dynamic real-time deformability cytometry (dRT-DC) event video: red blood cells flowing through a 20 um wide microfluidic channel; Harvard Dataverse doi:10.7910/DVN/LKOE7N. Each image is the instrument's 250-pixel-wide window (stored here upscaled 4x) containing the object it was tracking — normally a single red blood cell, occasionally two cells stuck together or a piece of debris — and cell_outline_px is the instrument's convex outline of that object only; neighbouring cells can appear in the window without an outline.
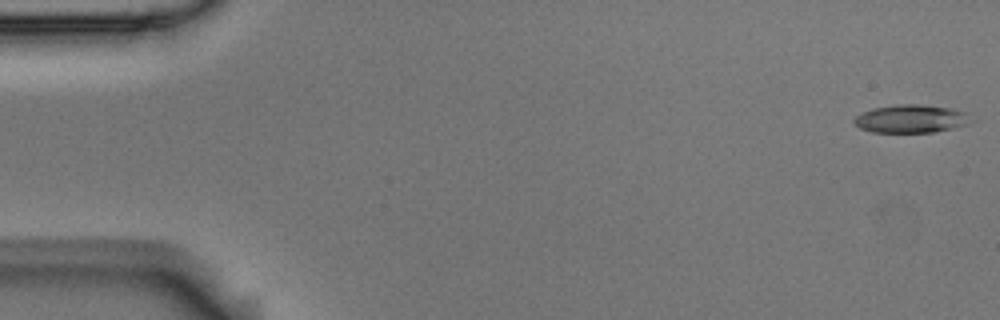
{"species": "Egyptian fruit bat (a non-hibernating species)", "species_latin": "Rousettus aegyptiacus", "temperature_condition": "room temperature", "stored_images_in_passage": 55, "camera_frame_rate_fps": 3000, "um_per_image_px": 0.085, "animal": {"sex": "male"}, "frame": {"image": 1, "passage_image": 1, "time_ms": 0.0, "image_size_px": [1000, 320], "cell_outline_px": [[976, 120], [972, 124], [936, 132], [872, 132], [860, 128], [852, 120], [856, 116], [872, 108], [896, 104], [920, 104], [952, 108], [964, 112]], "centroid_in_image_um": [77.51, 10.09], "position_along_channel_um": 7.5, "area_um2": 19.42}}
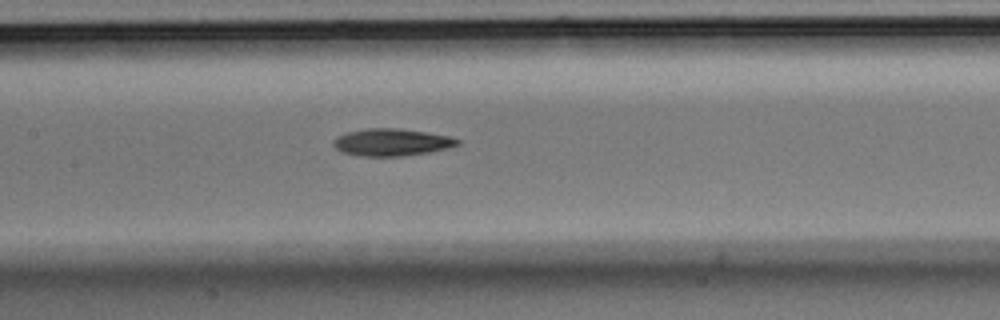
{"frame": {"image": 2, "passage_image": 26, "time_ms": 8.333, "image_size_px": [1000, 320], "cell_outline_px": [[460, 144], [448, 148], [428, 152], [400, 156], [356, 156], [340, 152], [332, 144], [332, 140], [336, 136], [348, 132], [368, 128], [396, 128], [428, 132], [452, 136], [460, 140]], "centroid_in_image_um": [33.27, 12.09], "position_along_channel_um": 174.1, "area_um2": 19.88}}
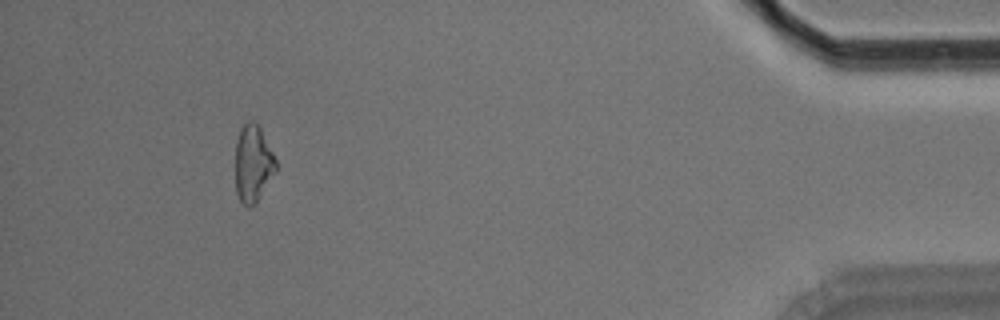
{"frame": {"image": 3, "passage_image": 51, "time_ms": 16.667, "image_size_px": [1000, 320], "cell_outline_px": [[276, 172], [256, 200], [248, 208], [240, 200], [236, 192], [236, 144], [240, 128], [248, 120], [252, 120], [260, 128], [276, 160]], "centroid_in_image_um": [21.49, 13.88], "position_along_channel_um": 413.7, "area_um2": 17.74}, "authors_computed_cell_mechanics": {"area_um2": 19.1896, "velocity_mm_per_s": 3.6424, "shape_relaxation_time_tau1_ms": 7.6934, "shape_relaxation_time_tau2_ms": null, "deformation_change_tau1": 0.1843, "deformation_change_tau2": null}}